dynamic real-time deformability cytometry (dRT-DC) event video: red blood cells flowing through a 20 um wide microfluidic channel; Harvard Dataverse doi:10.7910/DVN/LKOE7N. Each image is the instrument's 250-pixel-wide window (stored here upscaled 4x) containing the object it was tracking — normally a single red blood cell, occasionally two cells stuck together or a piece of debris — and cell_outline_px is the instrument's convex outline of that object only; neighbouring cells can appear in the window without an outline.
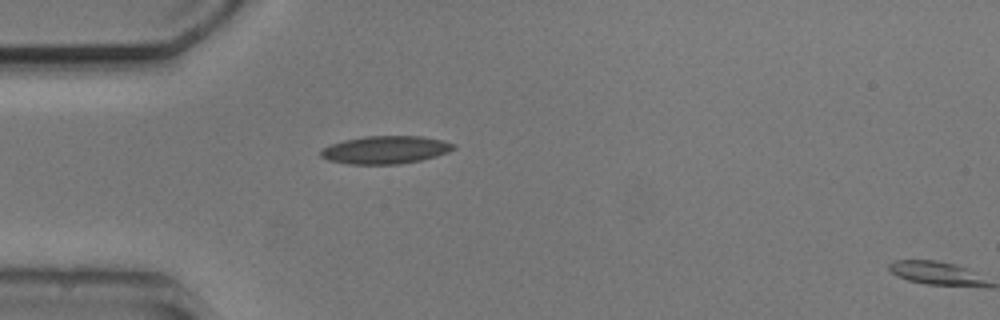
{"species": "common noctule bat (a hibernating species)", "species_latin": "Nyctalus noctula", "temperature_condition": "cold", "stored_images_in_passage": 2, "segment_of_instrument_passage": [1, 2], "camera_frame_rate_fps": 3000, "um_per_image_px": 0.085, "animal": {"sex": "male", "body_mass_g": 20.5, "forearm_length_mm": 52.5}, "frame": {"image": 1, "passage_image": 1, "time_ms": 0.0, "image_size_px": [1000, 320], "cell_outline_px": [[456, 148], [448, 152], [436, 156], [420, 160], [400, 164], [348, 164], [328, 160], [320, 156], [320, 152], [324, 148], [332, 144], [344, 140], [364, 136], [420, 136], [444, 140], [456, 144]], "centroid_in_image_um": [32.79, 12.73], "position_along_channel_um": 52.2, "area_um2": 21.56}}